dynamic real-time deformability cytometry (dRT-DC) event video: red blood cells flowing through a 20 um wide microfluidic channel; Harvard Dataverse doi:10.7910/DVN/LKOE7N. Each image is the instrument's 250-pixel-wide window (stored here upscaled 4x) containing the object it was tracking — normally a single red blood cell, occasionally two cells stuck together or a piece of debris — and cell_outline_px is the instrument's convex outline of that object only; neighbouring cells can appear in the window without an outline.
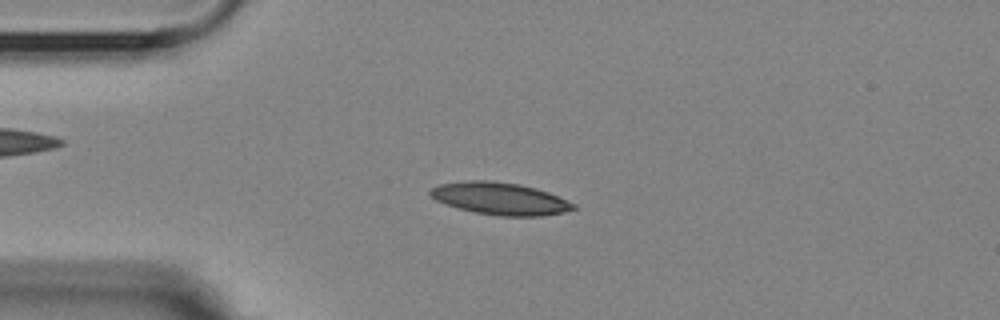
{"species": "Egyptian fruit bat (a non-hibernating species)", "species_latin": "Rousettus aegyptiacus", "temperature_condition": "room temperature", "stored_images_in_passage": 42, "camera_frame_rate_fps": 3000, "um_per_image_px": 0.085, "animal": {"sex": "female"}, "frame": {"image": 1, "passage_image": 5, "time_ms": 1.333, "image_size_px": [1000, 320], "cell_outline_px": [[576, 208], [564, 212], [540, 216], [500, 216], [476, 212], [460, 208], [436, 200], [428, 192], [432, 188], [440, 184], [468, 180], [488, 180], [520, 184], [548, 192], [576, 204]], "centroid_in_image_um": [42.52, 16.87], "position_along_channel_um": 42.5, "area_um2": 26.59}}
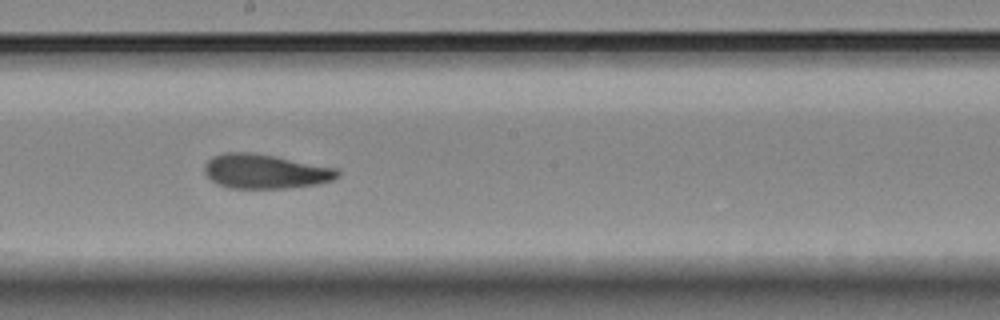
{"frame": {"image": 2, "passage_image": 22, "time_ms": 7.0, "image_size_px": [1000, 320], "cell_outline_px": [[340, 176], [332, 180], [316, 184], [288, 188], [228, 188], [216, 184], [204, 172], [204, 164], [212, 156], [224, 152], [252, 152], [276, 156], [336, 168], [340, 172]], "centroid_in_image_um": [22.52, 14.56], "position_along_channel_um": 225.7, "area_um2": 26.82}}
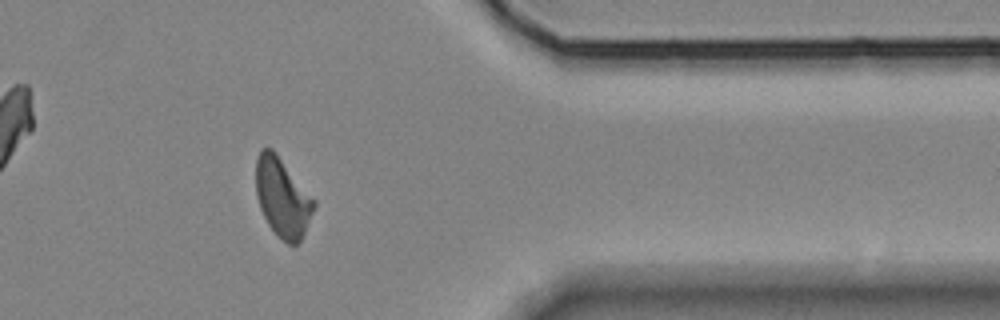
{"frame": {"image": 3, "passage_image": 37, "time_ms": 12.0, "image_size_px": [1000, 320], "cell_outline_px": [[316, 204], [304, 232], [300, 240], [296, 244], [288, 244], [276, 236], [268, 224], [260, 208], [256, 196], [256, 160], [260, 148], [272, 148], [316, 200]], "centroid_in_image_um": [24.0, 16.78], "position_along_channel_um": 387.4, "area_um2": 26.65}, "authors_computed_cell_mechanics": {"area_um2": 26.4435, "velocity_mm_per_s": 3.5794, "shape_relaxation_time_tau1_ms": 5.2142, "shape_relaxation_time_tau2_ms": 1.7151, "deformation_change_tau1": 0.1631, "deformation_change_tau2": 0.0866}}